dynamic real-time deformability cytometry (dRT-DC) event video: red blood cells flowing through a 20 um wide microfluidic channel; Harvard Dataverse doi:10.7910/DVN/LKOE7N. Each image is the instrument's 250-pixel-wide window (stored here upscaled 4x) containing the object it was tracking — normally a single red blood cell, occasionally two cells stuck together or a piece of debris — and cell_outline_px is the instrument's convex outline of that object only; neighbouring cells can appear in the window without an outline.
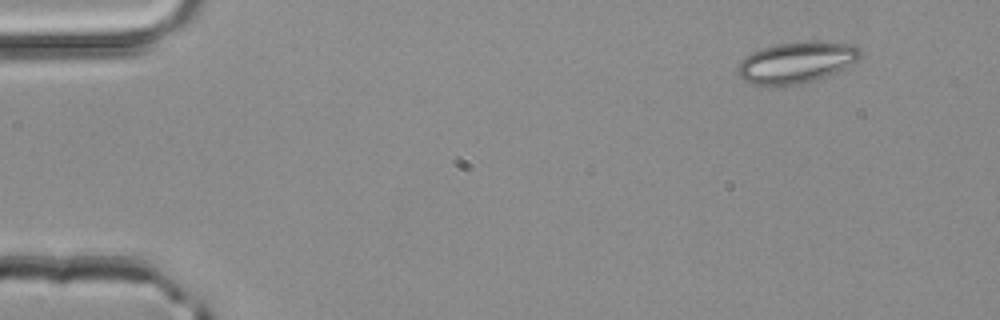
{"species": "common noctule bat (a hibernating species)", "species_latin": "Nyctalus noctula", "temperature_condition": "room temperature", "stored_images_in_passage": 3, "camera_frame_rate_fps": 3000, "um_per_image_px": 0.085, "animal": {"sex": "male", "body_mass_g": 20.4}, "frame": {"image": 1, "passage_image": 1, "time_ms": 0.0, "image_size_px": [1000, 320], "cell_outline_px": [[860, 56], [856, 60], [836, 72], [828, 76], [792, 88], [768, 88], [748, 84], [736, 72], [736, 68], [740, 60], [744, 56], [760, 48], [776, 44], [808, 40], [816, 40], [852, 44], [860, 48]], "centroid_in_image_um": [67.61, 5.35], "position_along_channel_um": 17.4, "area_um2": 30.81}}